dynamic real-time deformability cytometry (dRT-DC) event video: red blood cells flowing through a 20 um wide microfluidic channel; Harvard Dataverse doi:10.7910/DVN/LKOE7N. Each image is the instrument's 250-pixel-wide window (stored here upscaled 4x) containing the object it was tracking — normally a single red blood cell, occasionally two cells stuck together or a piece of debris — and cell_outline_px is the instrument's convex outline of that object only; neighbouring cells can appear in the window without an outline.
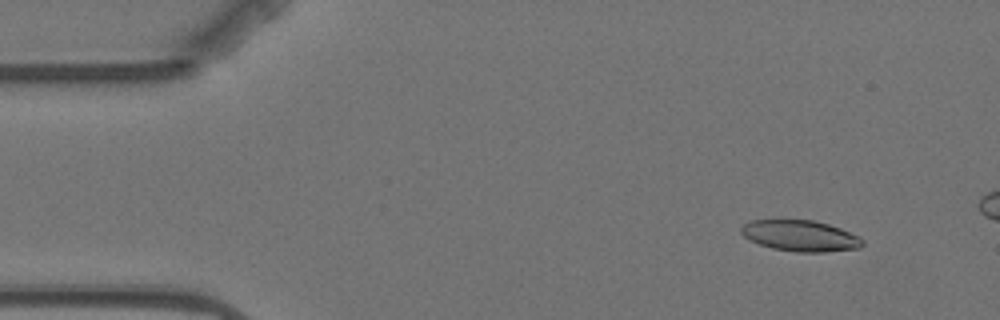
{"species": "Egyptian fruit bat (a non-hibernating species)", "species_latin": "Rousettus aegyptiacus", "temperature_condition": "warm", "stored_images_in_passage": 5, "camera_frame_rate_fps": 3000, "um_per_image_px": 0.085, "animal": {"sex": "female"}, "frame": {"image": 1, "passage_image": 2, "time_ms": 1.333, "image_size_px": [1000, 320], "cell_outline_px": [[864, 244], [860, 248], [824, 252], [796, 252], [772, 248], [748, 240], [740, 232], [740, 228], [744, 224], [752, 220], [812, 220], [828, 224], [840, 228], [860, 236], [864, 240]], "centroid_in_image_um": [68.04, 20.05], "position_along_channel_um": 17.0, "area_um2": 22.02}}